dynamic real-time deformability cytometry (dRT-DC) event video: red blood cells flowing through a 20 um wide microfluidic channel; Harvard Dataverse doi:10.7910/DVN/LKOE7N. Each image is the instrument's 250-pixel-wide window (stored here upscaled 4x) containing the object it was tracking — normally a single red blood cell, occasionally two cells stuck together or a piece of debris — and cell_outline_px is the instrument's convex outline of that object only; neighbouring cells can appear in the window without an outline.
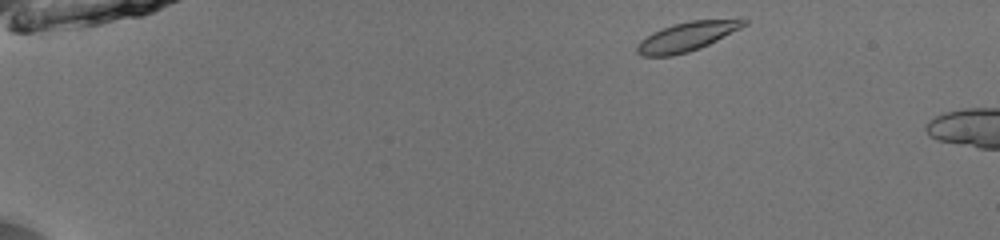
{"species": "common noctule bat (a hibernating species)", "species_latin": "Nyctalus noctula", "temperature_condition": "room temperature", "stored_images_in_passage": 7, "camera_frame_rate_fps": 3000, "um_per_image_px": 0.085, "animal": {"sex": "male", "body_mass_g": 13.0, "forearm_length_mm": 53.1}, "frame": {"image": 1, "passage_image": 2, "time_ms": 0.333, "image_size_px": [1000, 240], "cell_outline_px": [[748, 24], [700, 48], [688, 52], [672, 56], [640, 56], [636, 52], [636, 44], [640, 40], [652, 32], [688, 20], [744, 16], [748, 20]], "centroid_in_image_um": [58.46, 3.06], "position_along_channel_um": 26.5, "area_um2": 18.67}}